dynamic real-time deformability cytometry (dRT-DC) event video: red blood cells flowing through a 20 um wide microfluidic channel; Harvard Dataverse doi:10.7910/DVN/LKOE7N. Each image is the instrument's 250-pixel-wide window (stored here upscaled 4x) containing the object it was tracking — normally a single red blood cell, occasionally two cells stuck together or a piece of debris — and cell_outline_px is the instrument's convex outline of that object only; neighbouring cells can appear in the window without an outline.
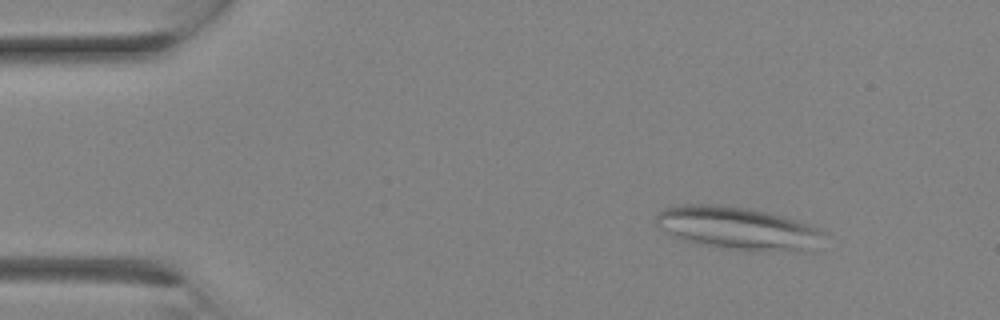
{"species": "Egyptian fruit bat (a non-hibernating species)", "species_latin": "Rousettus aegyptiacus", "temperature_condition": "room temperature", "stored_images_in_passage": 12, "camera_frame_rate_fps": 3000, "um_per_image_px": 0.085, "animal": {"sex": "female"}, "frame": {"image": 1, "passage_image": 4, "time_ms": 1.0, "image_size_px": [1000, 320], "cell_outline_px": [[824, 232], [804, 252], [796, 252], [724, 248], [700, 244], [680, 240], [672, 236], [656, 224], [656, 212], [664, 208], [680, 204], [720, 204], [748, 208], [768, 212], [784, 216], [808, 224]], "centroid_in_image_um": [62.58, 19.37], "position_along_channel_um": 22.4, "area_um2": 41.38}}
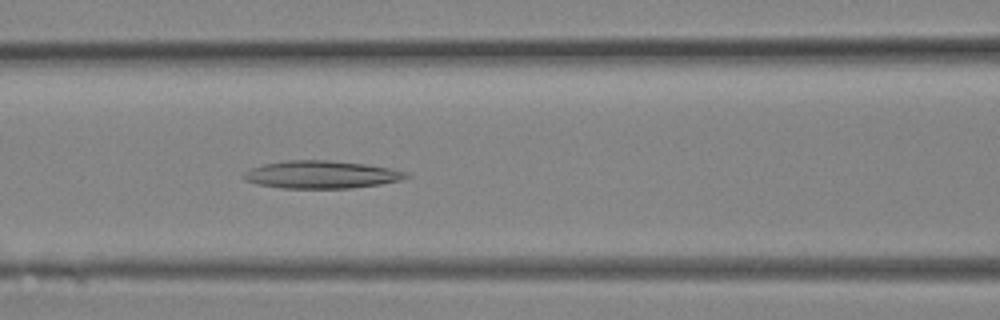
{"frame": {"image": 2, "passage_image": 12, "time_ms": 3.667, "image_size_px": [1000, 320], "cell_outline_px": [[412, 176], [404, 180], [380, 184], [352, 188], [280, 188], [256, 184], [244, 180], [244, 172], [252, 168], [264, 164], [284, 160], [328, 160], [368, 164], [408, 172]], "centroid_in_image_um": [27.35, 14.84], "position_along_channel_um": 139.2, "area_um2": 26.41}}